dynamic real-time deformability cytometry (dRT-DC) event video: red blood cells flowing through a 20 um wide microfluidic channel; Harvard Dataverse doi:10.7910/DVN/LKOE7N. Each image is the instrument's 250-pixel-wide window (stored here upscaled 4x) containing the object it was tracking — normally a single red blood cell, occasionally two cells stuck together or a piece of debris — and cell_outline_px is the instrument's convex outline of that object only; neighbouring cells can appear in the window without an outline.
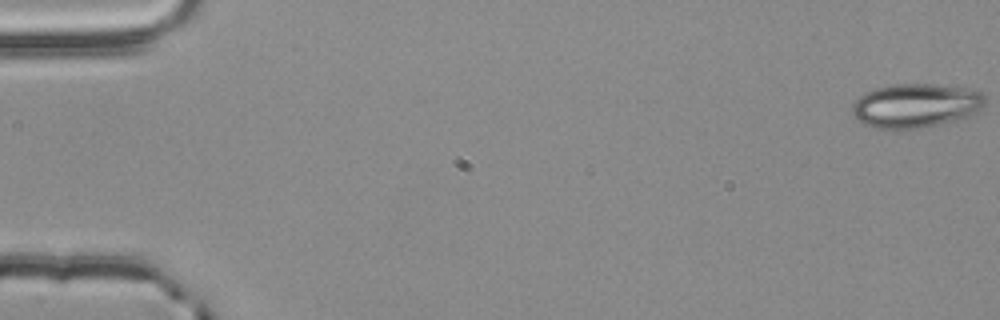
{"species": "common noctule bat (a hibernating species)", "species_latin": "Nyctalus noctula", "temperature_condition": "room temperature", "stored_images_in_passage": 55, "camera_frame_rate_fps": 3000, "um_per_image_px": 0.085, "animal": {"sex": "male", "body_mass_g": 20.4}, "frame": {"image": 1, "passage_image": 1, "time_ms": 0.0, "image_size_px": [1000, 320], "cell_outline_px": [[984, 108], [968, 116], [956, 120], [920, 128], [872, 128], [864, 124], [852, 112], [852, 104], [864, 92], [876, 88], [892, 84], [928, 84], [964, 88], [980, 92], [984, 96]], "centroid_in_image_um": [77.82, 8.97], "position_along_channel_um": 7.2, "area_um2": 33.76}}
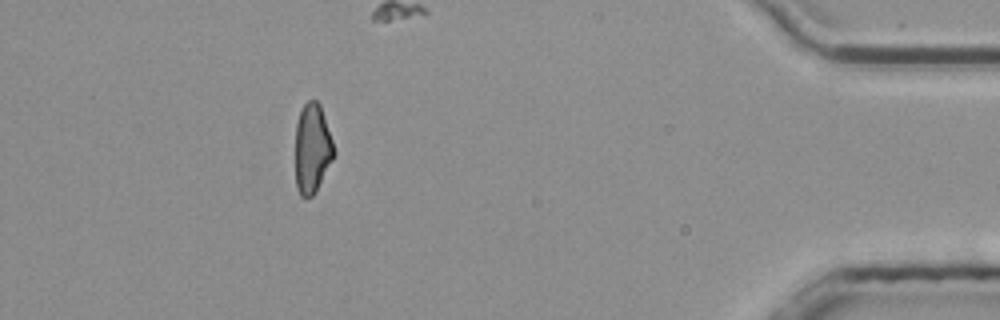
{"frame": {"image": 2, "passage_image": 50, "time_ms": 16.333, "image_size_px": [1000, 320], "cell_outline_px": [[336, 152], [316, 192], [312, 196], [300, 196], [296, 188], [296, 124], [300, 108], [308, 100], [316, 100], [320, 104]], "centroid_in_image_um": [26.53, 12.61], "position_along_channel_um": 408.7, "area_um2": 20.11}, "authors_computed_cell_mechanics": {"area_um2": 21.5594, "velocity_mm_per_s": 3.8218, "shape_relaxation_time_tau1_ms": null, "shape_relaxation_time_tau2_ms": 5.7428, "deformation_change_tau1": null, "deformation_change_tau2": 0.1354}}